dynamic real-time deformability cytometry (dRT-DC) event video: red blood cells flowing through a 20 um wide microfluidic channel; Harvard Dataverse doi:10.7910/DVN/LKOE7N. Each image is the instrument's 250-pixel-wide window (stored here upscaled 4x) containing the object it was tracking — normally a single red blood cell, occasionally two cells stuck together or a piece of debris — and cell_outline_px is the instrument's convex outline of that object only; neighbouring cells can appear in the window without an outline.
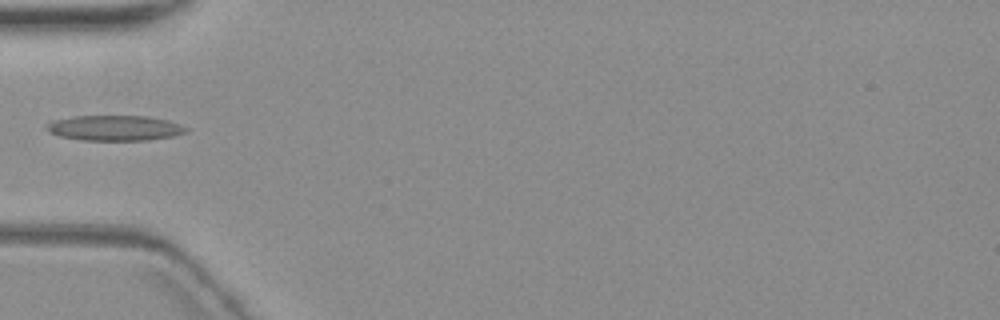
{"species": "common noctule bat (a hibernating species)", "species_latin": "Nyctalus noctula", "temperature_condition": "warm", "stored_images_in_passage": 5, "camera_frame_rate_fps": 3000, "um_per_image_px": 0.085, "animal": {"sex": "female", "body_mass_g": 19.3, "forearm_length_mm": 54.1}, "frame": {"image": 1, "passage_image": 2, "time_ms": 4.333, "image_size_px": [1000, 320], "cell_outline_px": [[188, 132], [172, 136], [148, 140], [84, 140], [60, 136], [52, 132], [48, 128], [48, 124], [52, 120], [72, 116], [148, 116], [168, 120], [188, 128]], "centroid_in_image_um": [9.8, 10.87], "position_along_channel_um": 75.2, "area_um2": 20.35}}
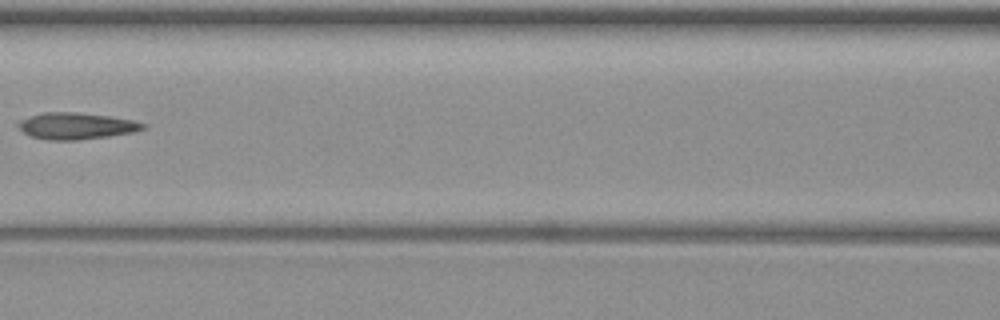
{"frame": {"image": 2, "passage_image": 4, "time_ms": 6.667, "image_size_px": [1000, 320], "cell_outline_px": [[148, 128], [132, 132], [108, 136], [76, 140], [48, 140], [32, 136], [24, 132], [16, 124], [20, 120], [44, 112], [76, 112], [108, 116], [132, 120], [144, 124]], "centroid_in_image_um": [6.48, 10.7], "position_along_channel_um": 160.1, "area_um2": 19.02}}
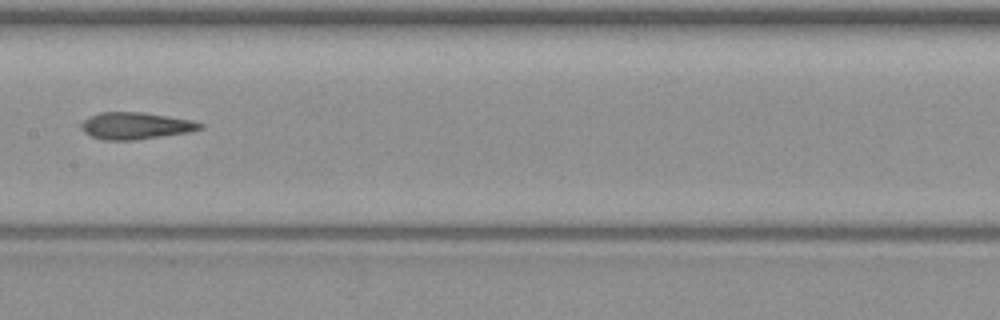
{"frame": {"image": 3, "passage_image": 5, "time_ms": 7.667, "image_size_px": [1000, 320], "cell_outline_px": [[204, 128], [188, 132], [136, 140], [104, 140], [92, 136], [84, 132], [80, 128], [80, 124], [84, 120], [100, 112], [144, 112], [192, 120], [204, 124]], "centroid_in_image_um": [11.54, 10.69], "position_along_channel_um": 195.9, "area_um2": 18.61}}